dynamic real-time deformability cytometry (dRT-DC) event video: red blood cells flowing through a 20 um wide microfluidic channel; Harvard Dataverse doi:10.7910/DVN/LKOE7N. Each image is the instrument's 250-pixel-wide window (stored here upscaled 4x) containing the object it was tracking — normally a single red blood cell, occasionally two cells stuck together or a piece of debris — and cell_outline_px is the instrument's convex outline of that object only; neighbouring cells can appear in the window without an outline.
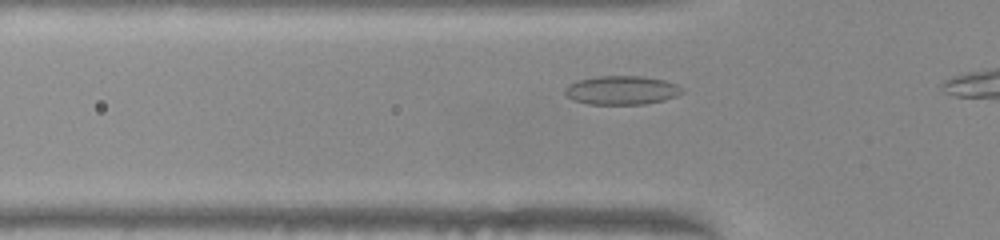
{"species": "common noctule bat (a hibernating species)", "species_latin": "Nyctalus noctula", "temperature_condition": "warm", "stored_images_in_passage": 14, "camera_frame_rate_fps": 3000, "um_per_image_px": 0.085, "animal": {"sex": "female", "body_mass_g": 22.0, "forearm_length_mm": 56.7}, "frame": {"image": 1, "passage_image": 12, "time_ms": 3.667, "image_size_px": [1000, 240], "cell_outline_px": [[684, 92], [676, 96], [664, 100], [644, 104], [588, 104], [572, 100], [564, 92], [564, 88], [568, 84], [576, 80], [600, 76], [640, 76], [664, 80], [676, 84], [684, 88]], "centroid_in_image_um": [52.83, 7.67], "position_along_channel_um": 73.0, "area_um2": 19.77}}